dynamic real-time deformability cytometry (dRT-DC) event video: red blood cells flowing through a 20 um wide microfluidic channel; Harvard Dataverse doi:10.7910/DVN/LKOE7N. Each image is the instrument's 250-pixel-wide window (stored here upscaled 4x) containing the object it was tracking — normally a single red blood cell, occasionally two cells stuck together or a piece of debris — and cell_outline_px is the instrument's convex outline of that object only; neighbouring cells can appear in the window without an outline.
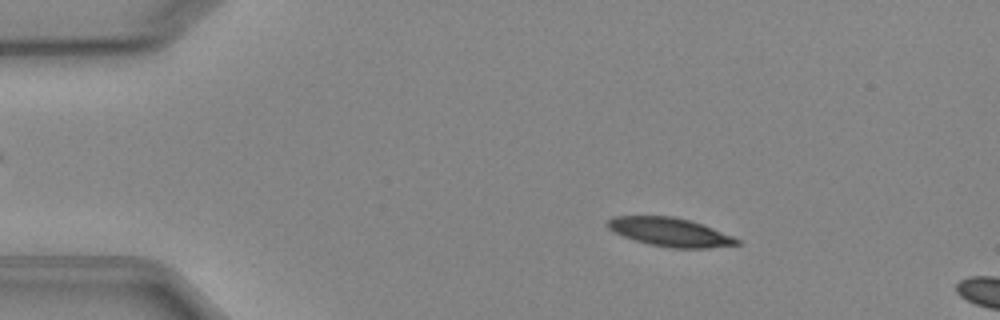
{"species": "Egyptian fruit bat (a non-hibernating species)", "species_latin": "Rousettus aegyptiacus", "temperature_condition": "cold", "stored_images_in_passage": 5, "segment_of_instrument_passage": [1, 2], "camera_frame_rate_fps": 3000, "um_per_image_px": 0.085, "animal": {"sex": "female"}, "frame": {"image": 1, "passage_image": 3, "time_ms": 2.667, "image_size_px": [1000, 320], "cell_outline_px": [[740, 244], [704, 248], [672, 248], [648, 244], [624, 236], [608, 228], [604, 224], [612, 216], [672, 216], [688, 220], [712, 228], [732, 236], [740, 240]], "centroid_in_image_um": [56.91, 19.72], "position_along_channel_um": 28.1, "area_um2": 21.27}}